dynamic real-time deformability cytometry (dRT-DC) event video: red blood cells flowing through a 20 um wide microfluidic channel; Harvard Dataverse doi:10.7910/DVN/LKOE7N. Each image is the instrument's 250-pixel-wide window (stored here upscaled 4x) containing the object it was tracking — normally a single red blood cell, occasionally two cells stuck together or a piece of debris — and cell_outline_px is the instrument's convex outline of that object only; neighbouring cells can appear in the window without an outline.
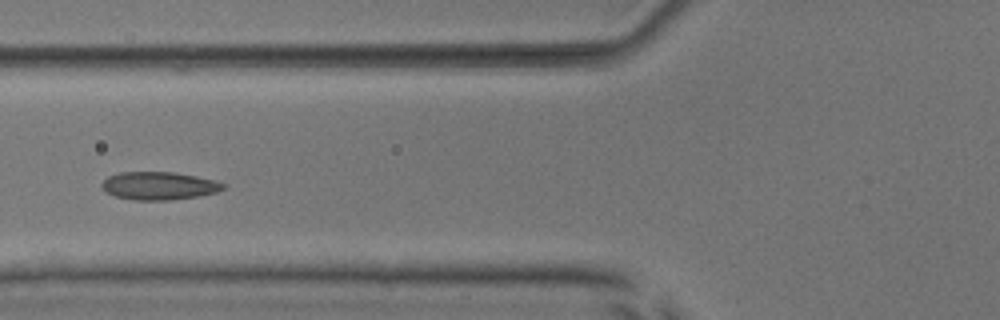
{"species": "common noctule bat (a hibernating species)", "species_latin": "Nyctalus noctula", "temperature_condition": "room temperature", "stored_images_in_passage": 22, "camera_frame_rate_fps": 3000, "um_per_image_px": 0.085, "animal": {"sex": "male", "body_mass_g": 17.9, "forearm_length_mm": 54.2}, "frame": {"image": 1, "passage_image": 7, "time_ms": 2.0, "image_size_px": [1000, 320], "cell_outline_px": [[224, 188], [216, 192], [196, 196], [172, 200], [132, 200], [116, 196], [108, 192], [100, 184], [108, 176], [120, 172], [176, 172], [216, 180], [224, 184]], "centroid_in_image_um": [13.51, 15.78], "position_along_channel_um": 112.3, "area_um2": 19.65}}
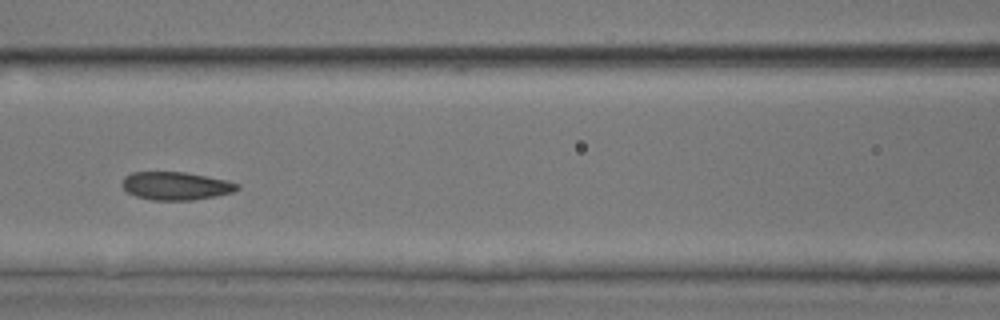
{"frame": {"image": 2, "passage_image": 10, "time_ms": 3.0, "image_size_px": [1000, 320], "cell_outline_px": [[240, 188], [232, 192], [216, 196], [192, 200], [152, 200], [136, 196], [128, 192], [120, 184], [124, 176], [132, 172], [184, 172], [228, 180], [240, 184]], "centroid_in_image_um": [14.95, 15.79], "position_along_channel_um": 151.7, "area_um2": 18.9}}